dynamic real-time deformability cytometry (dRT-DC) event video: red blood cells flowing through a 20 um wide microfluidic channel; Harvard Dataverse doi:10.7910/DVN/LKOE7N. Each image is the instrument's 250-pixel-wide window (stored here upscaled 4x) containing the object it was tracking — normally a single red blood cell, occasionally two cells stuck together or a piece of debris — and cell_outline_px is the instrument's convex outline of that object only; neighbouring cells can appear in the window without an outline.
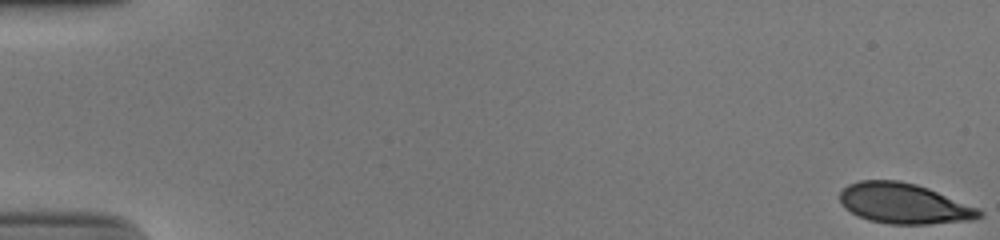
{"species": "human", "species_latin": "Homo sapiens", "temperature_condition": "cold", "stored_images_in_passage": 53, "camera_frame_rate_fps": 3000, "um_per_image_px": 0.085, "donor": {"sex": "male"}, "frame": {"image": 1, "passage_image": 1, "time_ms": 0.0, "image_size_px": [1000, 240], "cell_outline_px": [[984, 216], [972, 220], [928, 224], [888, 224], [868, 220], [844, 208], [840, 200], [840, 192], [848, 184], [860, 180], [900, 180], [916, 184], [928, 188], [980, 208], [984, 212]], "centroid_in_image_um": [76.87, 17.3], "position_along_channel_um": 8.1, "area_um2": 33.0}}
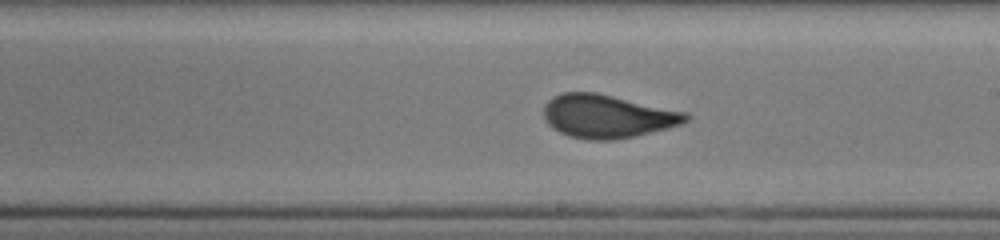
{"frame": {"image": 2, "passage_image": 32, "time_ms": 10.333, "image_size_px": [1000, 240], "cell_outline_px": [[692, 116], [688, 120], [680, 124], [668, 128], [632, 136], [612, 140], [588, 140], [568, 136], [552, 128], [544, 120], [544, 104], [552, 96], [564, 92], [596, 92], [688, 112]], "centroid_in_image_um": [51.61, 9.87], "position_along_channel_um": 237.4, "area_um2": 36.01}}
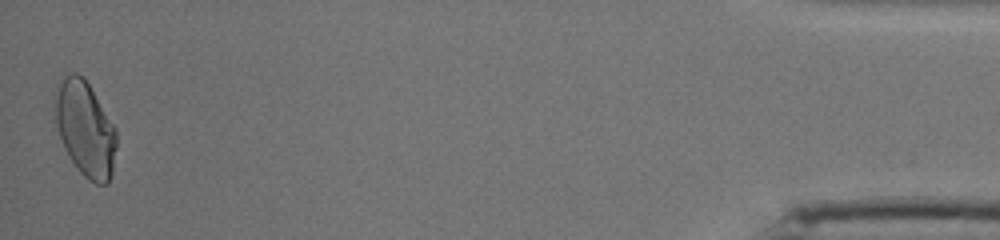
{"frame": {"image": 3, "passage_image": 53, "time_ms": 17.333, "image_size_px": [1000, 240], "cell_outline_px": [[116, 148], [112, 176], [108, 184], [96, 184], [88, 180], [80, 172], [68, 156], [64, 148], [56, 124], [56, 84], [64, 72], [76, 72], [84, 76], [116, 128]], "centroid_in_image_um": [7.25, 10.92], "position_along_channel_um": 428.0, "area_um2": 34.39}, "authors_computed_cell_mechanics": {"area_um2": 34.3332, "velocity_mm_per_s": 3.9079, "shape_relaxation_time_tau1_ms": 7.0838, "shape_relaxation_time_tau2_ms": null, "deformation_change_tau1": 0.2078, "deformation_change_tau2": null}}